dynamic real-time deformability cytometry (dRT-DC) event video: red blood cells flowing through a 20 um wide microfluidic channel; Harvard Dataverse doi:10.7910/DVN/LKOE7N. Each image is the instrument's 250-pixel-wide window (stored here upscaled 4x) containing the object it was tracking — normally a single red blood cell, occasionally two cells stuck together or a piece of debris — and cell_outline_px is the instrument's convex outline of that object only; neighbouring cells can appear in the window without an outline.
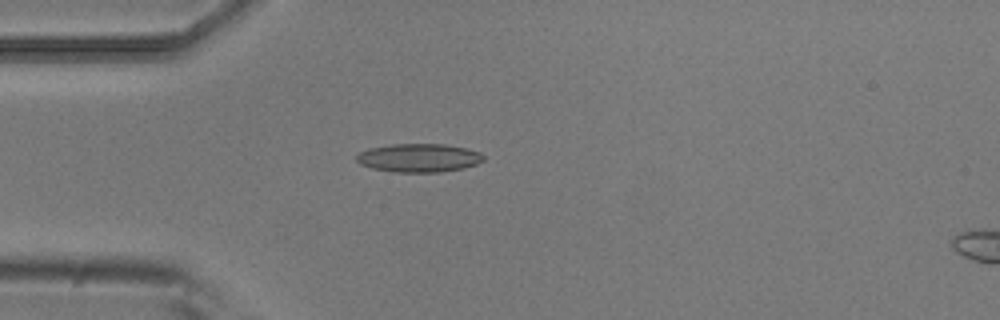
{"species": "common noctule bat (a hibernating species)", "species_latin": "Nyctalus noctula", "temperature_condition": "room temperature", "stored_images_in_passage": 6, "camera_frame_rate_fps": 3000, "um_per_image_px": 0.085, "animal": {"sex": "male", "body_mass_g": 20.5, "forearm_length_mm": 52.5}, "frame": {"image": 1, "passage_image": 4, "time_ms": 1.0, "image_size_px": [1000, 320], "cell_outline_px": [[484, 160], [476, 164], [464, 168], [440, 172], [396, 172], [372, 168], [360, 164], [356, 160], [356, 156], [360, 152], [368, 148], [392, 144], [444, 144], [464, 148], [480, 152], [484, 156]], "centroid_in_image_um": [35.59, 13.42], "position_along_channel_um": 49.4, "area_um2": 21.04}}
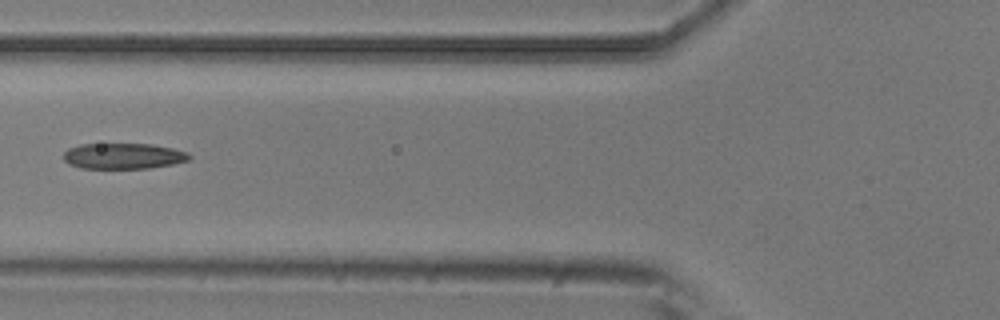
{"frame": {"image": 2, "passage_image": 6, "time_ms": 1.667, "image_size_px": [1000, 320], "cell_outline_px": [[192, 156], [188, 160], [172, 164], [148, 168], [80, 168], [68, 164], [64, 160], [64, 152], [68, 148], [80, 144], [152, 144], [172, 148], [188, 152]], "centroid_in_image_um": [10.47, 13.26], "position_along_channel_um": 115.3, "area_um2": 18.9}}